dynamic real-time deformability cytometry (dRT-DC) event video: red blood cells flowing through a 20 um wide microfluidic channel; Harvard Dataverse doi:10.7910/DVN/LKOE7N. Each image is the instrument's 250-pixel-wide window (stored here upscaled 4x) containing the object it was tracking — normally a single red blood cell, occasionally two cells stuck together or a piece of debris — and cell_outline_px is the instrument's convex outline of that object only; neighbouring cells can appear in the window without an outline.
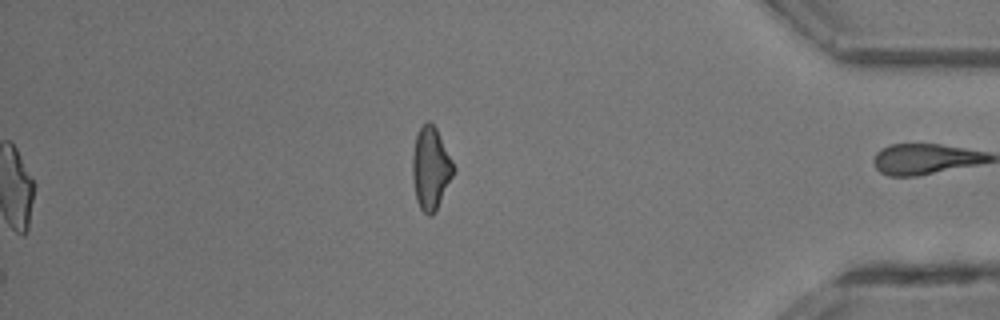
{"species": "common noctule bat (a hibernating species)", "species_latin": "Nyctalus noctula", "temperature_condition": "room temperature", "stored_images_in_passage": 28, "camera_frame_rate_fps": 3000, "um_per_image_px": 0.085, "animal": {"sex": "male", "body_mass_g": 13.3}, "frame": {"image": 1, "passage_image": 28, "time_ms": 9.0, "image_size_px": [1000, 320], "cell_outline_px": [[456, 168], [436, 212], [432, 216], [428, 216], [420, 208], [416, 200], [412, 180], [412, 156], [416, 136], [420, 128], [428, 120], [436, 128]], "centroid_in_image_um": [36.6, 14.35], "position_along_channel_um": 398.6, "area_um2": 19.77}}